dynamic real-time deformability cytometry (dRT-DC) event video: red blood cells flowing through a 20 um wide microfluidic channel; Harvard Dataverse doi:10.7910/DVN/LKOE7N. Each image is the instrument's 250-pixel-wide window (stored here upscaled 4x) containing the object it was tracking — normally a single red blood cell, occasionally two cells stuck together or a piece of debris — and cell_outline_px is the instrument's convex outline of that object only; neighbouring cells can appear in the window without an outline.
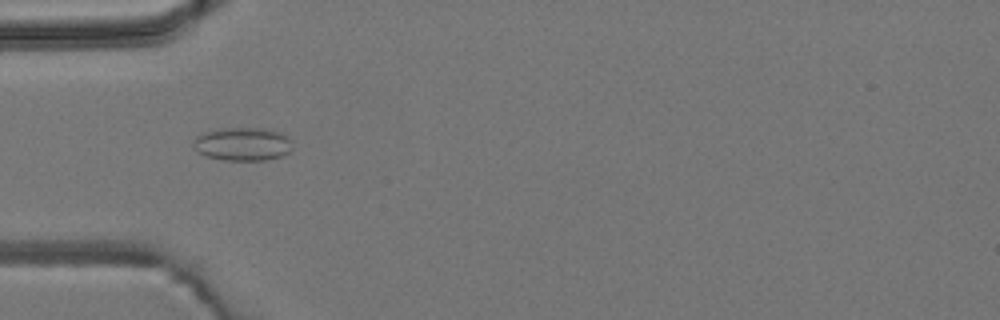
{"species": "common noctule bat (a hibernating species)", "species_latin": "Nyctalus noctula", "temperature_condition": "room temperature", "stored_images_in_passage": 7, "camera_frame_rate_fps": 3000, "um_per_image_px": 0.085, "animal": {"sex": "male", "body_mass_g": 19.2, "forearm_length_mm": 51.8}, "frame": {"image": 1, "passage_image": 5, "time_ms": 4.333, "image_size_px": [1000, 320], "cell_outline_px": [[292, 148], [288, 152], [280, 156], [264, 160], [224, 160], [204, 156], [192, 148], [192, 144], [196, 136], [200, 132], [220, 128], [264, 128], [280, 132], [288, 136], [292, 140]], "centroid_in_image_um": [20.58, 12.23], "position_along_channel_um": 64.4, "area_um2": 19.59}}
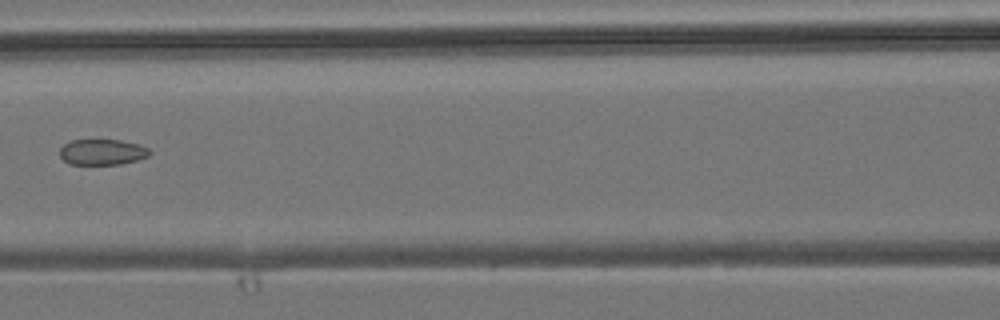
{"frame": {"image": 2, "passage_image": 7, "time_ms": 6.667, "image_size_px": [1000, 320], "cell_outline_px": [[152, 152], [148, 156], [136, 160], [120, 164], [68, 164], [60, 156], [60, 148], [64, 144], [72, 140], [120, 140], [140, 144], [148, 148]], "centroid_in_image_um": [8.7, 12.92], "position_along_channel_um": 157.9, "area_um2": 13.47}}